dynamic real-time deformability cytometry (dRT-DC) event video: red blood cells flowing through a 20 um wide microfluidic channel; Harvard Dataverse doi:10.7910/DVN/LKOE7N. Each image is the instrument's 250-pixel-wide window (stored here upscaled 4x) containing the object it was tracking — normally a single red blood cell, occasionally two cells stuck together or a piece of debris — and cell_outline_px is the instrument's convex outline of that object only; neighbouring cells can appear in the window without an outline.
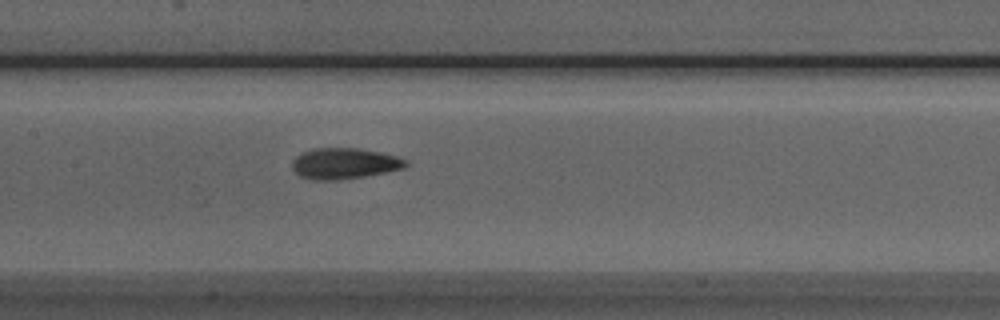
{"species": "Egyptian fruit bat (a non-hibernating species)", "species_latin": "Rousettus aegyptiacus", "temperature_condition": "room temperature", "stored_images_in_passage": 36, "camera_frame_rate_fps": 3000, "um_per_image_px": 0.085, "animal": {"sex": "male"}, "frame": {"image": 1, "passage_image": 9, "time_ms": 2.667, "image_size_px": [1000, 320], "cell_outline_px": [[408, 164], [404, 168], [364, 176], [336, 180], [312, 180], [300, 176], [292, 168], [292, 160], [296, 156], [312, 148], [360, 148], [380, 152], [396, 156], [408, 160]], "centroid_in_image_um": [29.26, 13.89], "position_along_channel_um": 178.1, "area_um2": 20.46}}
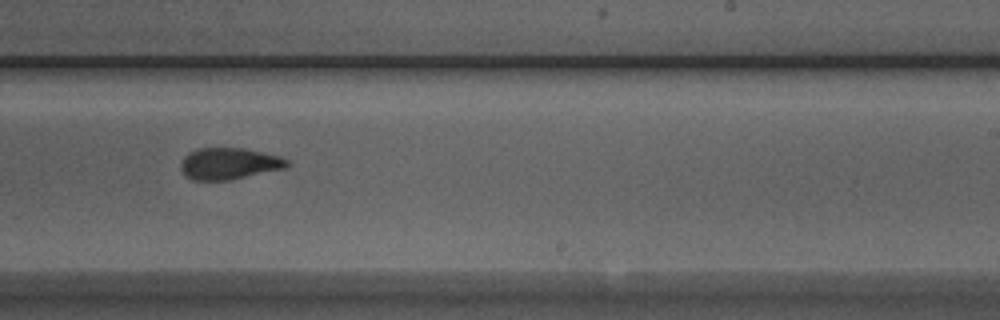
{"frame": {"image": 2, "passage_image": 16, "time_ms": 5.0, "image_size_px": [1000, 320], "cell_outline_px": [[292, 164], [288, 168], [232, 180], [192, 180], [180, 168], [180, 160], [188, 152], [196, 148], [244, 148], [280, 156], [288, 160]], "centroid_in_image_um": [19.51, 13.91], "position_along_channel_um": 269.5, "area_um2": 19.94}}
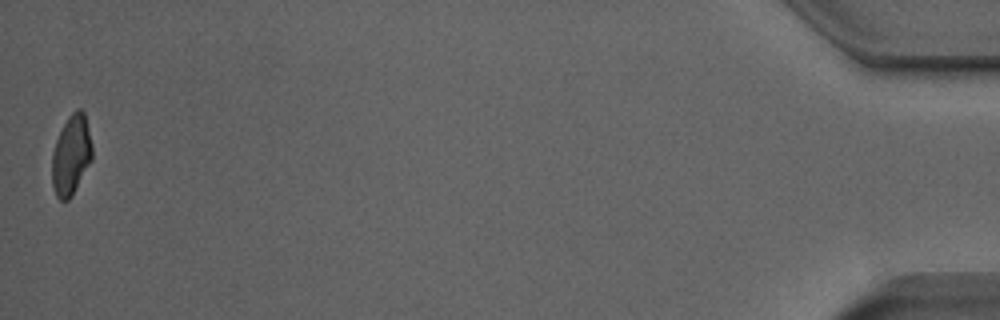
{"frame": {"image": 3, "passage_image": 36, "time_ms": 11.667, "image_size_px": [1000, 320], "cell_outline_px": [[92, 160], [72, 196], [68, 200], [60, 200], [56, 196], [52, 188], [52, 152], [56, 140], [68, 116], [76, 108], [80, 108], [84, 112], [92, 144]], "centroid_in_image_um": [6.05, 13.2], "position_along_channel_um": 429.2, "area_um2": 18.79}}